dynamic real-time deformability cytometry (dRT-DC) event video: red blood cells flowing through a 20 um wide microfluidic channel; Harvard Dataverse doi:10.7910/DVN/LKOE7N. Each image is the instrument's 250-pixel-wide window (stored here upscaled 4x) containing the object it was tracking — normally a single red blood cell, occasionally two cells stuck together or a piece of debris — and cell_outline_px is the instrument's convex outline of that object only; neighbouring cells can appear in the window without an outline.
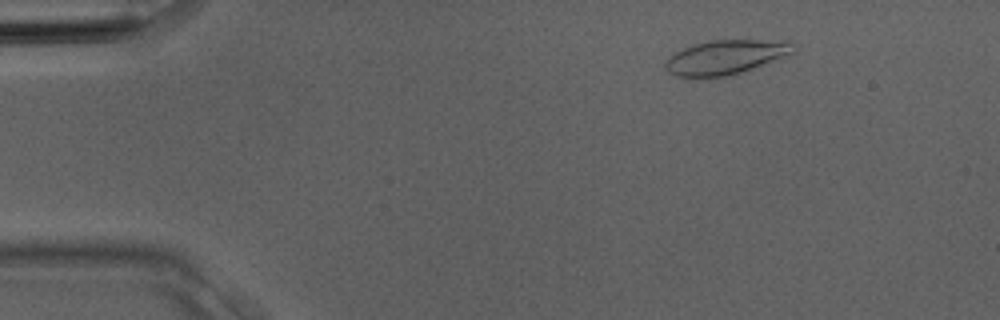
{"species": "Egyptian fruit bat (a non-hibernating species)", "species_latin": "Rousettus aegyptiacus", "temperature_condition": "room temperature", "stored_images_in_passage": 4, "camera_frame_rate_fps": 3000, "um_per_image_px": 0.085, "animal": {"sex": "male"}, "frame": {"image": 1, "passage_image": 2, "time_ms": 0.333, "image_size_px": [1000, 320], "cell_outline_px": [[792, 52], [772, 60], [740, 72], [724, 76], [676, 76], [668, 72], [664, 68], [664, 60], [668, 56], [692, 44], [708, 40], [788, 40], [792, 44]], "centroid_in_image_um": [61.57, 4.83], "position_along_channel_um": 23.4, "area_um2": 25.03}}